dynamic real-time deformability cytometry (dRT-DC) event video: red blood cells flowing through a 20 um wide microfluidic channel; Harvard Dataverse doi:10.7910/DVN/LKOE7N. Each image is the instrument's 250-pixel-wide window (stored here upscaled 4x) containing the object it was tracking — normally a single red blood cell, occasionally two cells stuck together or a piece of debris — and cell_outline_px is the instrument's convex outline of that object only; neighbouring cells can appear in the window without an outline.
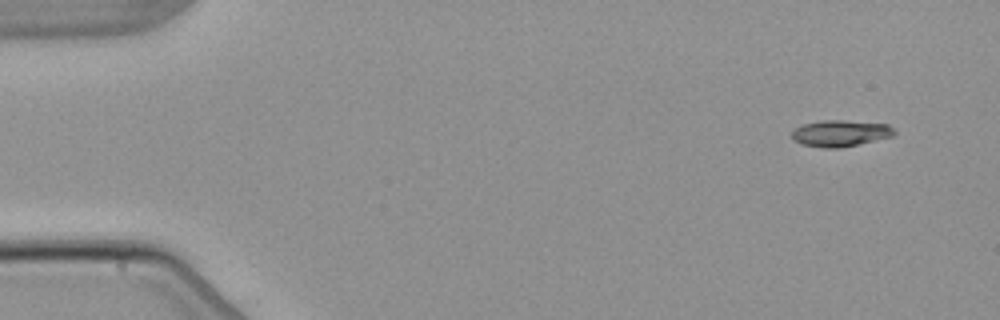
{"species": "common noctule bat (a hibernating species)", "species_latin": "Nyctalus noctula", "temperature_condition": "warm", "stored_images_in_passage": 6, "segment_of_instrument_passage": [2, 2], "camera_frame_rate_fps": 3000, "um_per_image_px": 0.085, "animal": {"sex": "male", "body_mass_g": 21.5, "forearm_length_mm": 52.0}, "frame": {"image": 1, "passage_image": 6, "time_ms": 7.0, "image_size_px": [1000, 320], "cell_outline_px": [[896, 132], [892, 136], [840, 148], [820, 148], [804, 144], [792, 140], [792, 132], [796, 128], [804, 124], [820, 120], [844, 120], [888, 124]], "centroid_in_image_um": [71.41, 11.32], "position_along_channel_um": 13.6, "area_um2": 15.66}}